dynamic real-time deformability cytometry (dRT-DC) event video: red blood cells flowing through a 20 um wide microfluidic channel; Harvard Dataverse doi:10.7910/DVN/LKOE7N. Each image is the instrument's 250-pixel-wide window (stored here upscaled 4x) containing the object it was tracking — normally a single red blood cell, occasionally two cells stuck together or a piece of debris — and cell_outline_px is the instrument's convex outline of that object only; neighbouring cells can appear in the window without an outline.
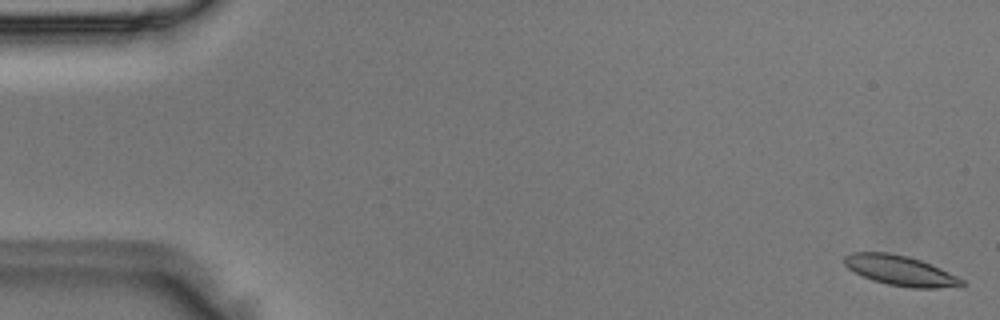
{"species": "Egyptian fruit bat (a non-hibernating species)", "species_latin": "Rousettus aegyptiacus", "temperature_condition": "room temperature", "stored_images_in_passage": 49, "camera_frame_rate_fps": 3000, "um_per_image_px": 0.085, "animal": {"sex": "male"}, "frame": {"image": 1, "passage_image": 1, "time_ms": 0.0, "image_size_px": [1000, 320], "cell_outline_px": [[964, 284], [960, 288], [912, 288], [888, 284], [872, 280], [848, 268], [844, 264], [844, 256], [852, 252], [888, 252], [908, 256], [920, 260], [940, 268], [964, 280]], "centroid_in_image_um": [76.56, 23.01], "position_along_channel_um": 8.4, "area_um2": 20.58}}
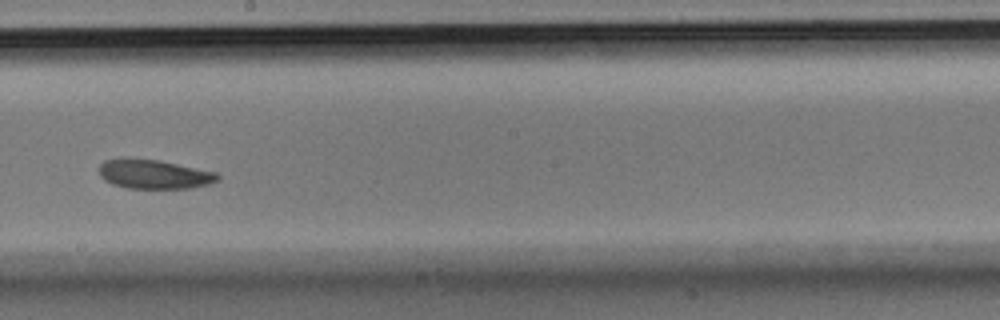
{"frame": {"image": 2, "passage_image": 28, "time_ms": 9.0, "image_size_px": [1000, 320], "cell_outline_px": [[220, 180], [208, 184], [192, 188], [128, 188], [112, 184], [104, 180], [100, 176], [100, 164], [104, 160], [120, 156], [124, 156], [160, 160], [216, 172], [220, 176]], "centroid_in_image_um": [13.06, 14.78], "position_along_channel_um": 235.1, "area_um2": 20.63}}
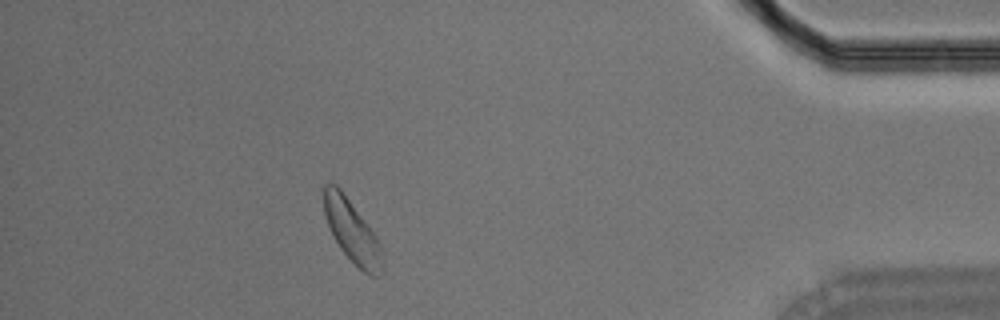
{"frame": {"image": 3, "passage_image": 44, "time_ms": 14.333, "image_size_px": [1000, 320], "cell_outline_px": [[384, 272], [380, 276], [368, 276], [340, 248], [324, 216], [324, 184], [328, 180], [336, 184], [340, 188], [376, 236], [380, 244], [384, 260]], "centroid_in_image_um": [29.95, 19.68], "position_along_channel_um": 405.3, "area_um2": 21.15}}